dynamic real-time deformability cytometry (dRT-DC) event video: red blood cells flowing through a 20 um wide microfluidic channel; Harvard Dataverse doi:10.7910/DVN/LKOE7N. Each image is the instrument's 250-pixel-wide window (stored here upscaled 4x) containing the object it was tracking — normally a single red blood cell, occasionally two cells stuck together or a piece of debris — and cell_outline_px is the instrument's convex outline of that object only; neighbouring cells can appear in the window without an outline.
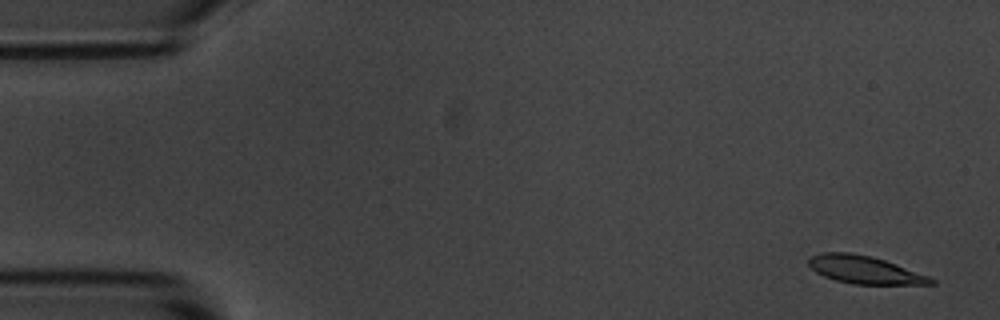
{"species": "common noctule bat (a hibernating species)", "species_latin": "Nyctalus noctula", "temperature_condition": "room temperature", "stored_images_in_passage": 9, "camera_frame_rate_fps": 3000, "um_per_image_px": 0.085, "animal": {"sex": "male", "body_mass_g": 20.1, "forearm_length_mm": 53.5}, "frame": {"image": 1, "passage_image": 1, "time_ms": 0.0, "image_size_px": [1000, 320], "cell_outline_px": [[936, 284], [852, 284], [836, 280], [824, 276], [816, 272], [808, 264], [808, 260], [812, 256], [820, 252], [848, 252], [872, 256], [896, 264], [928, 276], [936, 280]], "centroid_in_image_um": [73.48, 22.93], "position_along_channel_um": 11.5, "area_um2": 19.65}}
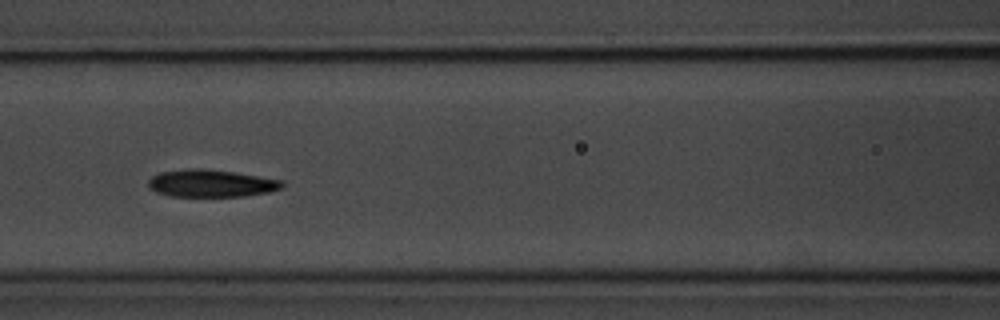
{"frame": {"image": 2, "passage_image": 7, "time_ms": 7.0, "image_size_px": [1000, 320], "cell_outline_px": [[284, 184], [280, 188], [268, 192], [244, 196], [172, 196], [156, 192], [148, 188], [148, 180], [152, 176], [160, 172], [188, 168], [200, 168], [232, 172], [284, 180]], "centroid_in_image_um": [17.91, 15.58], "position_along_channel_um": 148.7, "area_um2": 21.27}}
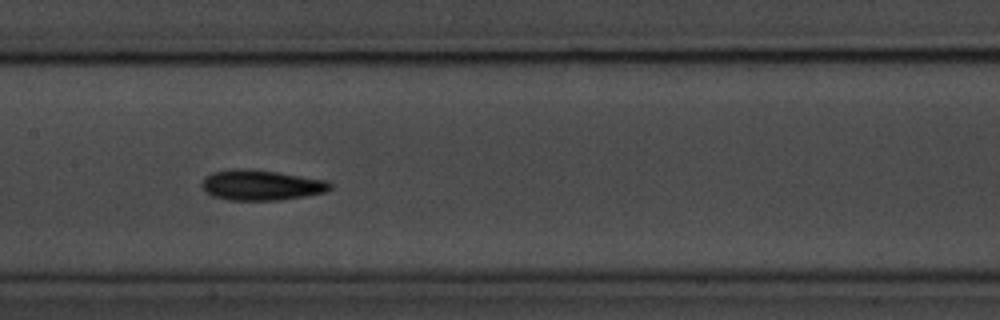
{"frame": {"image": 3, "passage_image": 8, "time_ms": 8.0, "image_size_px": [1000, 320], "cell_outline_px": [[332, 188], [324, 192], [304, 196], [280, 200], [228, 200], [212, 196], [204, 192], [200, 184], [204, 176], [212, 172], [232, 168], [248, 168], [276, 172], [328, 180], [332, 184]], "centroid_in_image_um": [22.14, 15.72], "position_along_channel_um": 185.3, "area_um2": 23.0}}